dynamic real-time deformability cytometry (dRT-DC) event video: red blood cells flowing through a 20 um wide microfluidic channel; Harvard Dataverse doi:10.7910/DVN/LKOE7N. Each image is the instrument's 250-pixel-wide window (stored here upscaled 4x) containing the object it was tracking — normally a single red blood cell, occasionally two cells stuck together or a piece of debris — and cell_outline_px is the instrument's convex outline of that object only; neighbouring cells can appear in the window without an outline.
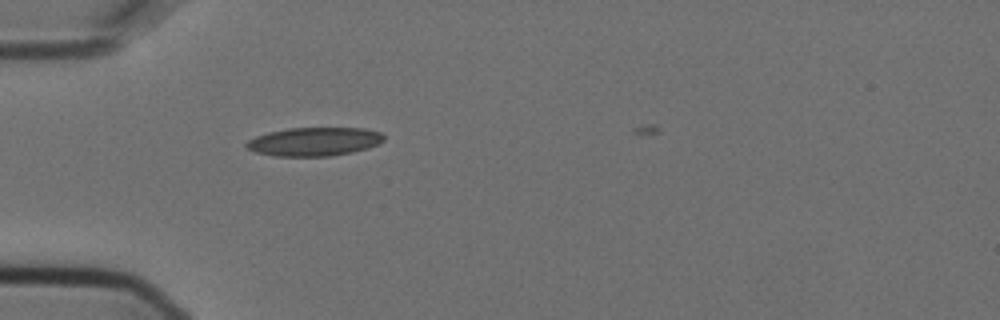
{"species": "Egyptian fruit bat (a non-hibernating species)", "species_latin": "Rousettus aegyptiacus", "temperature_condition": "cold", "stored_images_in_passage": 4, "camera_frame_rate_fps": 3000, "um_per_image_px": 0.085, "animal": {"sex": "female"}, "frame": {"image": 1, "passage_image": 3, "time_ms": 0.667, "image_size_px": [1000, 320], "cell_outline_px": [[384, 140], [380, 144], [368, 148], [352, 152], [328, 156], [272, 156], [256, 152], [248, 148], [244, 144], [248, 140], [256, 136], [268, 132], [288, 128], [364, 128], [380, 132], [384, 136]], "centroid_in_image_um": [26.72, 12.03], "position_along_channel_um": 58.3, "area_um2": 22.95}}